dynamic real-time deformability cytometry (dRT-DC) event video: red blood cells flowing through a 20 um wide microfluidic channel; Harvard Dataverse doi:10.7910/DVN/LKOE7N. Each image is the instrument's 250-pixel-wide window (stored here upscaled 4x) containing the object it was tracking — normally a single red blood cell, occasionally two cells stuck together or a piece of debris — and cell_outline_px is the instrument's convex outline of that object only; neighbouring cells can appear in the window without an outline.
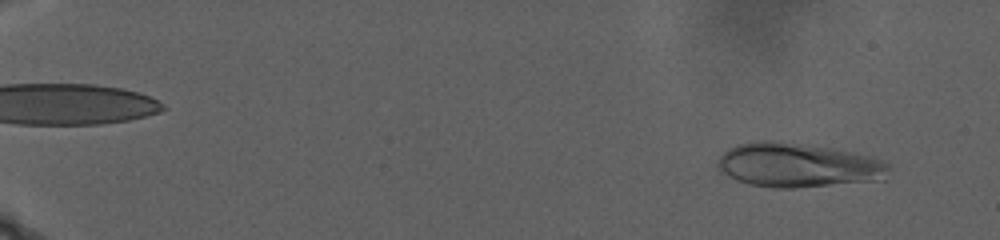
{"species": "human", "species_latin": "Homo sapiens", "temperature_condition": "warm", "stored_images_in_passage": 107, "camera_frame_rate_fps": 3000, "um_per_image_px": 0.085, "donor": {"sex": "male"}, "frame": {"image": 1, "passage_image": 9, "time_ms": 2.667, "image_size_px": [1000, 240], "cell_outline_px": [[888, 168], [884, 180], [796, 188], [772, 188], [752, 184], [736, 180], [720, 172], [716, 168], [716, 160], [728, 148], [736, 144], [752, 140], [780, 140], [832, 148], [872, 156], [884, 160], [888, 164]], "centroid_in_image_um": [67.79, 14.02], "position_along_channel_um": 17.2, "area_um2": 44.85}}
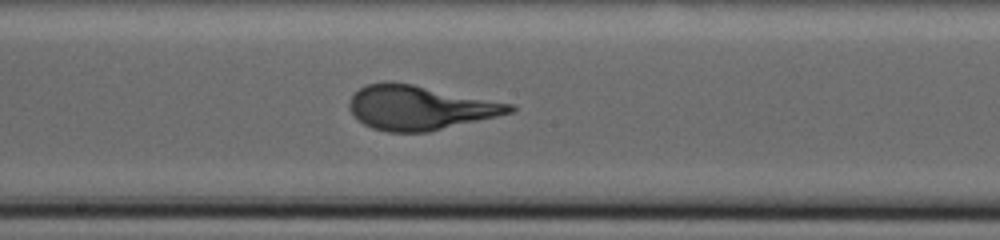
{"frame": {"image": 2, "passage_image": 65, "time_ms": 21.333, "image_size_px": [1000, 240], "cell_outline_px": [[516, 108], [512, 112], [496, 116], [428, 132], [388, 132], [372, 128], [364, 124], [348, 108], [348, 104], [352, 96], [360, 88], [368, 84], [412, 84], [512, 104]], "centroid_in_image_um": [35.68, 9.18], "position_along_channel_um": 212.5, "area_um2": 40.29}}
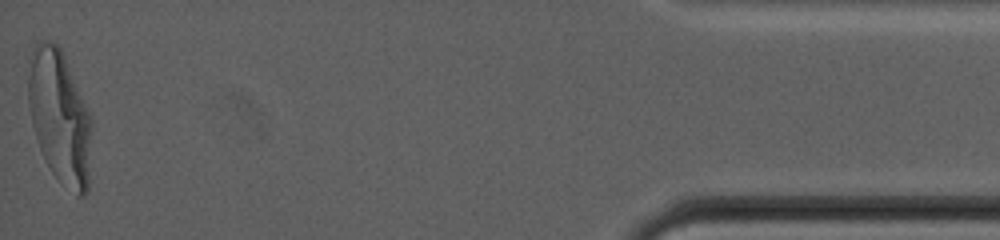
{"frame": {"image": 3, "passage_image": 107, "time_ms": 35.333, "image_size_px": [1000, 240], "cell_outline_px": [[92, 128], [88, 192], [84, 196], [76, 196], [52, 172], [36, 140], [32, 124], [28, 104], [28, 76], [32, 48], [40, 40], [44, 40], [56, 44], [60, 48], [92, 120]], "centroid_in_image_um": [5.07, 9.96], "position_along_channel_um": 430.1, "area_um2": 48.73}}